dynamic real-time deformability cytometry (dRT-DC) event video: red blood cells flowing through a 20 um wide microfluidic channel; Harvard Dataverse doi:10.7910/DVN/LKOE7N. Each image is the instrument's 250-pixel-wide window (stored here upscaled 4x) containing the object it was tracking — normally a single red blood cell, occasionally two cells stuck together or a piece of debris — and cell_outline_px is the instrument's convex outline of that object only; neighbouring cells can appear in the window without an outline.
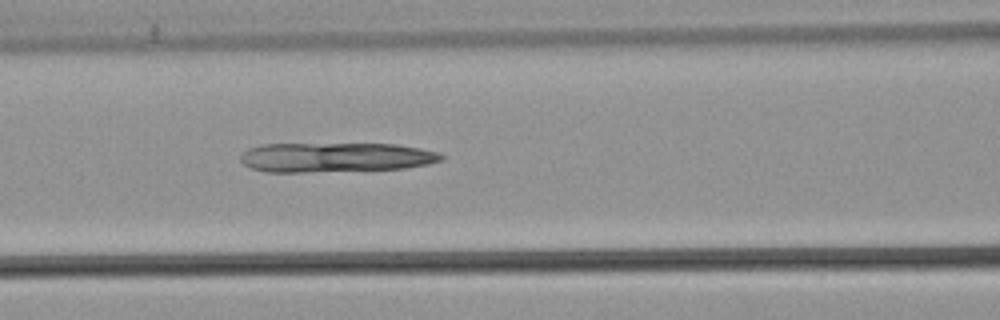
{"species": "common noctule bat (a hibernating species)", "species_latin": "Nyctalus noctula", "temperature_condition": "warm", "stored_images_in_passage": 19, "camera_frame_rate_fps": 3000, "um_per_image_px": 0.085, "animal": {"sex": "male", "body_mass_g": 21.5, "forearm_length_mm": 52.0}, "frame": {"image": 1, "passage_image": 6, "time_ms": 1.667, "image_size_px": [1000, 320], "cell_outline_px": [[444, 160], [428, 164], [404, 168], [304, 172], [264, 172], [252, 168], [244, 164], [240, 160], [240, 156], [248, 148], [260, 144], [396, 144], [420, 148], [440, 152], [444, 156]], "centroid_in_image_um": [28.53, 13.37], "position_along_channel_um": 138.1, "area_um2": 34.68}}